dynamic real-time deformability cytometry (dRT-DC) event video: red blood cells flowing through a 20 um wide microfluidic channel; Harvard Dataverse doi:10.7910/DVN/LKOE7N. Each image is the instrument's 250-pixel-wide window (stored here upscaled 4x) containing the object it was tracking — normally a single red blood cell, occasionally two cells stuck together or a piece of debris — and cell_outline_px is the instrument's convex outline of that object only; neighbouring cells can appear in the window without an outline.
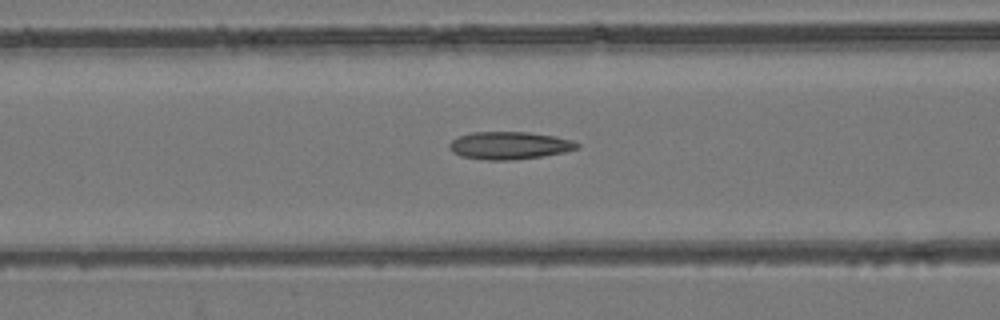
{"species": "common noctule bat (a hibernating species)", "species_latin": "Nyctalus noctula", "temperature_condition": "room temperature", "stored_images_in_passage": 54, "camera_frame_rate_fps": 3000, "um_per_image_px": 0.085, "animal": {"sex": "female", "body_mass_g": 24.6, "forearm_length_mm": 56.2}, "frame": {"image": 1, "passage_image": 22, "time_ms": 7.0, "image_size_px": [1000, 320], "cell_outline_px": [[580, 148], [564, 152], [540, 156], [508, 160], [488, 160], [460, 156], [452, 152], [448, 148], [448, 144], [452, 140], [460, 136], [472, 132], [528, 132], [552, 136], [572, 140], [580, 144]], "centroid_in_image_um": [43.27, 12.36], "position_along_channel_um": 123.3, "area_um2": 20.4}}
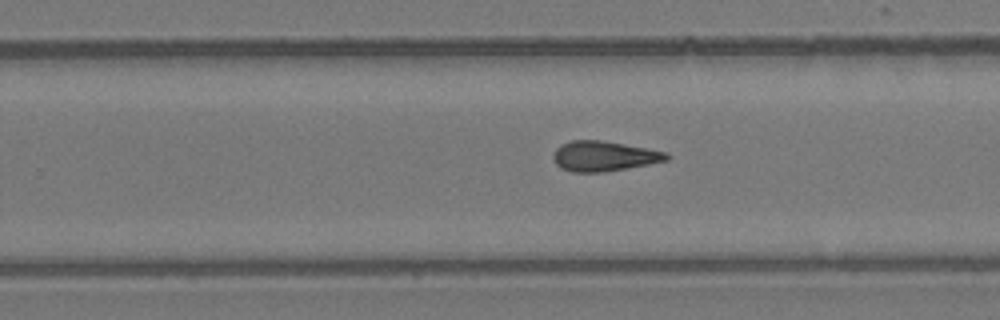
{"frame": {"image": 2, "passage_image": 34, "time_ms": 11.0, "image_size_px": [1000, 320], "cell_outline_px": [[672, 156], [668, 160], [628, 168], [604, 172], [572, 172], [560, 168], [552, 160], [552, 152], [560, 144], [572, 140], [600, 140], [648, 148], [668, 152]], "centroid_in_image_um": [51.32, 13.27], "position_along_channel_um": 278.5, "area_um2": 20.17}}
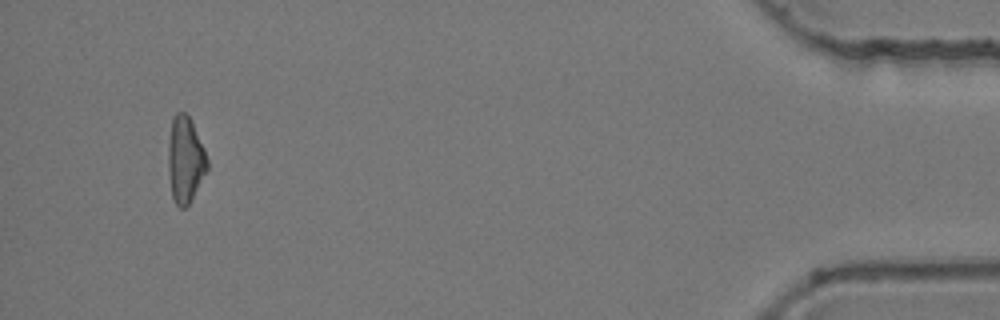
{"frame": {"image": 3, "passage_image": 51, "time_ms": 16.667, "image_size_px": [1000, 320], "cell_outline_px": [[208, 168], [188, 204], [184, 208], [180, 208], [176, 204], [172, 196], [168, 168], [168, 140], [172, 116], [176, 112], [184, 112], [188, 116], [204, 148], [208, 160]], "centroid_in_image_um": [15.72, 13.55], "position_along_channel_um": 419.5, "area_um2": 19.36}, "authors_computed_cell_mechanics": {"area_um2": 19.9988, "velocity_mm_per_s": 3.8814, "shape_relaxation_time_tau1_ms": null, "shape_relaxation_time_tau2_ms": 2.654, "deformation_change_tau1": null, "deformation_change_tau2": 0.1127}}